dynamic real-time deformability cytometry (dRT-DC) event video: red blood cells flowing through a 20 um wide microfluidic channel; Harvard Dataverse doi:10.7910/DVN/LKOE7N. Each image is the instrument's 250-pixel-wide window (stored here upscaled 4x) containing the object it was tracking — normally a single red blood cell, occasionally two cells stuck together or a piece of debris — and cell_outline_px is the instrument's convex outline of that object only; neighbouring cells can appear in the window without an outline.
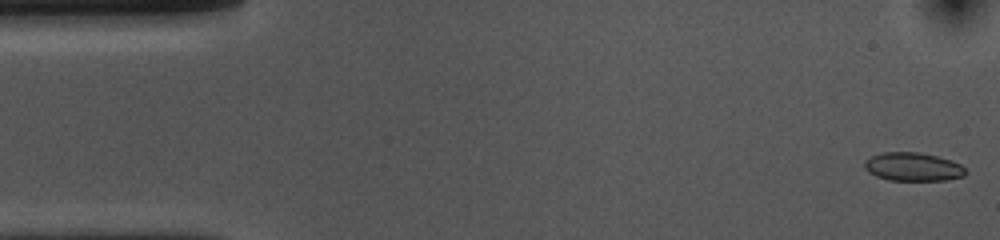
{"species": "common noctule bat (a hibernating species)", "species_latin": "Nyctalus noctula", "temperature_condition": "cold", "stored_images_in_passage": 52, "camera_frame_rate_fps": 3000, "um_per_image_px": 0.085, "animal": {"sex": "female", "body_mass_g": 10.0, "forearm_length_mm": 53.1}, "frame": {"image": 1, "passage_image": 1, "time_ms": 0.0, "image_size_px": [1000, 240], "cell_outline_px": [[968, 172], [964, 176], [944, 180], [888, 180], [876, 176], [868, 172], [864, 168], [864, 160], [872, 156], [884, 152], [920, 152], [952, 160], [960, 164]], "centroid_in_image_um": [77.6, 14.18], "position_along_channel_um": 7.4, "area_um2": 16.82}}
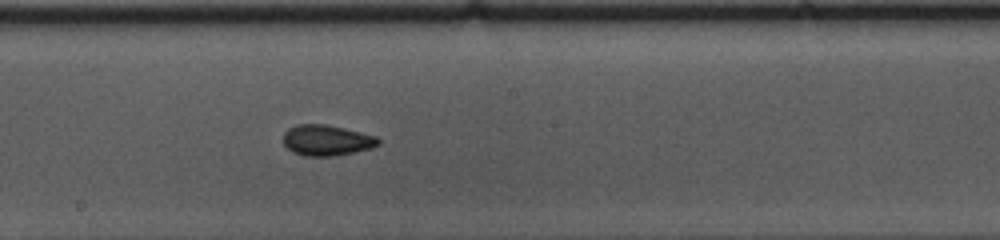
{"frame": {"image": 2, "passage_image": 27, "time_ms": 8.667, "image_size_px": [1000, 240], "cell_outline_px": [[380, 144], [372, 148], [336, 156], [304, 156], [292, 152], [284, 144], [284, 132], [288, 128], [296, 124], [324, 124], [344, 128], [376, 136], [380, 140]], "centroid_in_image_um": [27.76, 11.93], "position_along_channel_um": 220.4, "area_um2": 17.11}}
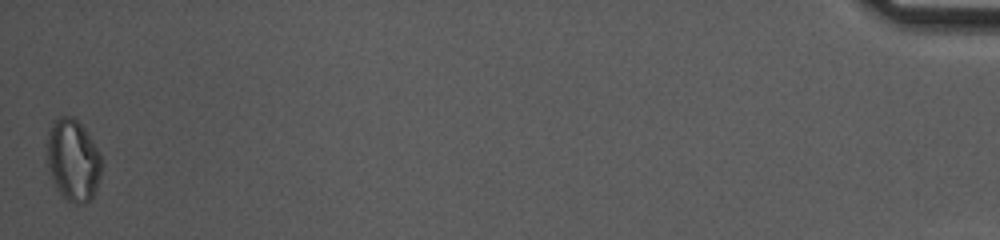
{"frame": {"image": 3, "passage_image": 52, "time_ms": 17.0, "image_size_px": [1000, 240], "cell_outline_px": [[100, 176], [96, 188], [92, 196], [84, 204], [76, 204], [68, 200], [56, 188], [48, 164], [48, 132], [52, 124], [60, 116], [72, 116], [84, 128], [96, 148], [100, 156]], "centroid_in_image_um": [6.21, 13.61], "position_along_channel_um": 429.0, "area_um2": 25.2}, "authors_computed_cell_mechanics": {"area_um2": 17.051, "velocity_mm_per_s": 3.7299, "shape_relaxation_time_tau1_ms": null, "shape_relaxation_time_tau2_ms": 2.5145, "deformation_change_tau1": null, "deformation_change_tau2": 0.053}}